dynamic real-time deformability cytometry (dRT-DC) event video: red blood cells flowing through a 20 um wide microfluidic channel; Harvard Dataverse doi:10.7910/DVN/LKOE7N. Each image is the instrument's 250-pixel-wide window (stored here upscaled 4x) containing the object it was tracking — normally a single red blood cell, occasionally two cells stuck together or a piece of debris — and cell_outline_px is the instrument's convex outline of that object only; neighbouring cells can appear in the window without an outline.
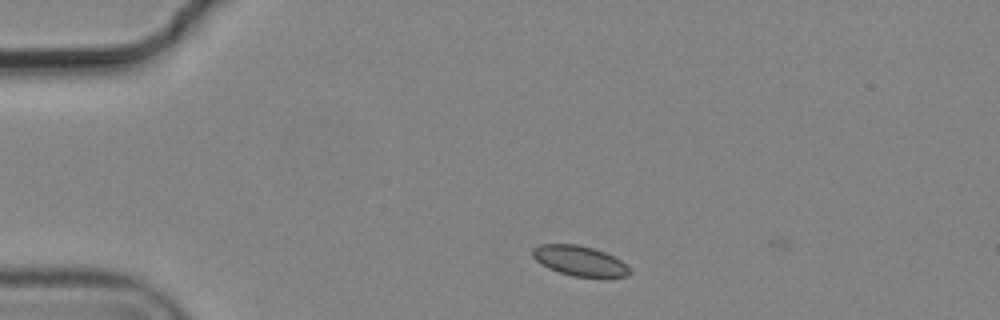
{"species": "common noctule bat (a hibernating species)", "species_latin": "Nyctalus noctula", "temperature_condition": "cold", "stored_images_in_passage": 2, "camera_frame_rate_fps": 3000, "um_per_image_px": 0.085, "animal": {"sex": "male", "body_mass_g": 19.2, "forearm_length_mm": 51.8}, "frame": {"image": 1, "passage_image": 1, "time_ms": 0.0, "image_size_px": [1000, 320], "cell_outline_px": [[632, 272], [628, 276], [572, 276], [548, 268], [540, 264], [532, 256], [532, 248], [540, 244], [576, 244], [592, 248], [604, 252], [620, 260]], "centroid_in_image_um": [49.21, 22.15], "position_along_channel_um": 35.8, "area_um2": 16.7}}